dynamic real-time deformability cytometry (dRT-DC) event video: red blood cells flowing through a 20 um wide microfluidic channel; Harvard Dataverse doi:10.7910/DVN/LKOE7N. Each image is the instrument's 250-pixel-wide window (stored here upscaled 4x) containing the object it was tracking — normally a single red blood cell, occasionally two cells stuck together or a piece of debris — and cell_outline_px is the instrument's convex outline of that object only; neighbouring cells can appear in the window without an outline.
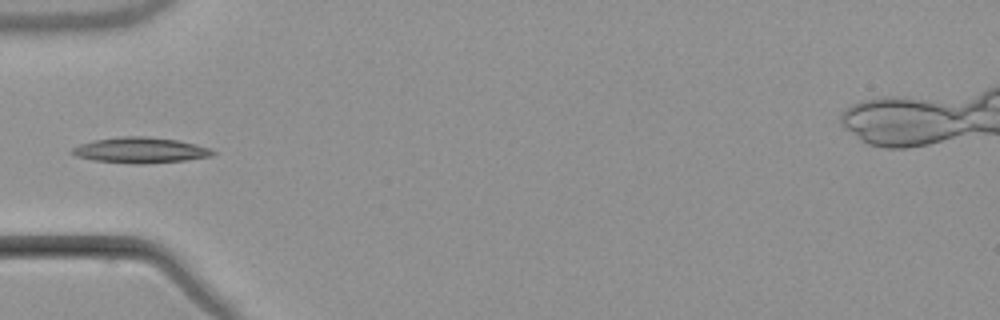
{"species": "common noctule bat (a hibernating species)", "species_latin": "Nyctalus noctula", "temperature_condition": "warm", "stored_images_in_passage": 6, "camera_frame_rate_fps": 3000, "um_per_image_px": 0.085, "animal": {"sex": "male", "body_mass_g": 21.5, "forearm_length_mm": 52.0}, "frame": {"image": 1, "passage_image": 6, "time_ms": 6.0, "image_size_px": [1000, 320], "cell_outline_px": [[216, 152], [212, 156], [184, 160], [144, 164], [132, 164], [92, 160], [76, 156], [68, 152], [72, 148], [80, 144], [96, 140], [124, 136], [148, 136], [176, 140], [196, 144], [212, 148]], "centroid_in_image_um": [11.93, 12.77], "position_along_channel_um": 73.1, "area_um2": 21.1}}